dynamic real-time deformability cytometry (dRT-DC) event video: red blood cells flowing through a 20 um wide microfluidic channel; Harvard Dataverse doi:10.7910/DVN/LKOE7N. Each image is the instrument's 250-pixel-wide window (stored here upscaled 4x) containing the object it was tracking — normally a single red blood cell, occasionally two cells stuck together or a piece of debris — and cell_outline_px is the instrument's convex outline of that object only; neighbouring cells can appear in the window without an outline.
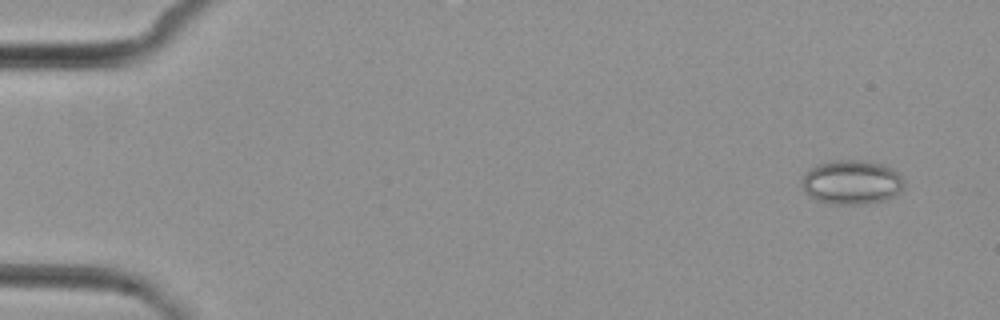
{"species": "common noctule bat (a hibernating species)", "species_latin": "Nyctalus noctula", "temperature_condition": "cold", "stored_images_in_passage": 4, "camera_frame_rate_fps": 3000, "um_per_image_px": 0.085, "animal": {"sex": "female", "body_mass_g": 29.2, "forearm_length_mm": 56.3}, "frame": {"image": 1, "passage_image": 1, "time_ms": 0.0, "image_size_px": [1000, 320], "cell_outline_px": [[904, 184], [892, 196], [884, 200], [860, 204], [828, 204], [816, 200], [808, 196], [804, 192], [800, 184], [800, 180], [812, 168], [820, 164], [832, 160], [856, 160], [880, 164], [892, 168], [904, 180]], "centroid_in_image_um": [72.32, 15.5], "position_along_channel_um": 12.7, "area_um2": 26.07}}